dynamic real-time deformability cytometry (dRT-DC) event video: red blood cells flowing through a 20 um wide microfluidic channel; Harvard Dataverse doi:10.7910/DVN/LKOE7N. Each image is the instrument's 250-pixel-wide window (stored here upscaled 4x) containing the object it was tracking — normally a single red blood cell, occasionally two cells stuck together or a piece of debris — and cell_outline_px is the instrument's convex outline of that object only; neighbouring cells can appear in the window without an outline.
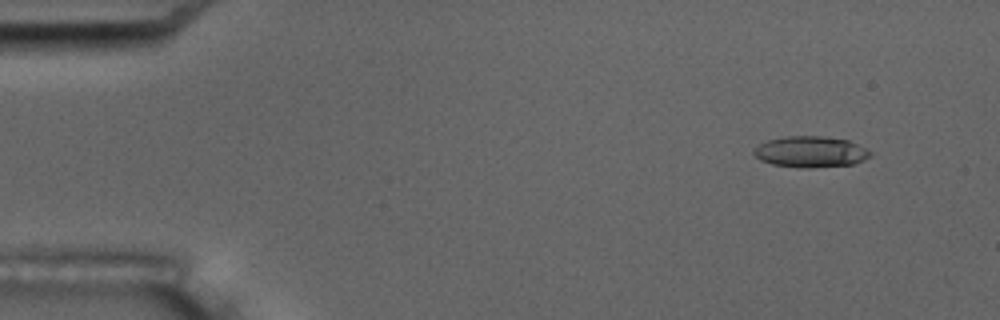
{"species": "common noctule bat (a hibernating species)", "species_latin": "Nyctalus noctula", "temperature_condition": "room temperature", "stored_images_in_passage": 3, "camera_frame_rate_fps": 3000, "um_per_image_px": 0.085, "animal": {"sex": "male", "body_mass_g": 17.5, "forearm_length_mm": 52.3}, "frame": {"image": 1, "passage_image": 2, "time_ms": 1.333, "image_size_px": [1000, 320], "cell_outline_px": [[872, 156], [864, 160], [852, 164], [812, 168], [800, 168], [772, 164], [760, 160], [752, 152], [760, 144], [768, 140], [784, 136], [824, 136], [848, 140], [872, 152]], "centroid_in_image_um": [68.9, 12.91], "position_along_channel_um": 16.1, "area_um2": 21.1}}